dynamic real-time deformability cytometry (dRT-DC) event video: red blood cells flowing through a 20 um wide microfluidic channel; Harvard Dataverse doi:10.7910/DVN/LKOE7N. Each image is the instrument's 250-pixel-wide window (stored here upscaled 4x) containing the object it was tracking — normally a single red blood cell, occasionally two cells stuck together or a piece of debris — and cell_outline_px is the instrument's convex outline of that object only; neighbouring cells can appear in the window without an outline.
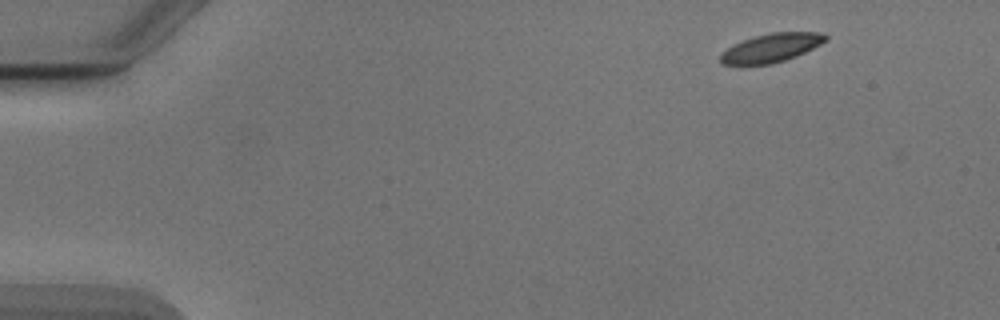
{"species": "Egyptian fruit bat (a non-hibernating species)", "species_latin": "Rousettus aegyptiacus", "temperature_condition": "cold", "stored_images_in_passage": 49, "camera_frame_rate_fps": 3000, "um_per_image_px": 0.085, "animal": {"sex": "male"}, "frame": {"image": 1, "passage_image": 1, "time_ms": 0.0, "image_size_px": [1000, 320], "cell_outline_px": [[828, 40], [796, 56], [772, 64], [720, 64], [720, 52], [732, 44], [752, 36], [772, 32], [816, 32], [828, 36]], "centroid_in_image_um": [65.51, 4.05], "position_along_channel_um": 19.5, "area_um2": 17.57}}
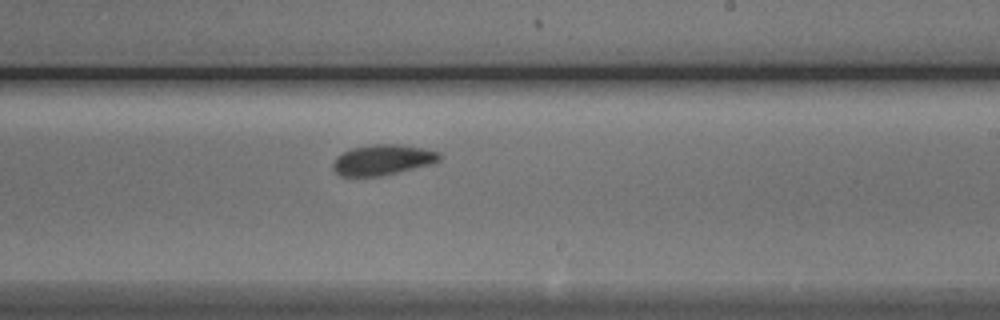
{"frame": {"image": 2, "passage_image": 28, "time_ms": 9.0, "image_size_px": [1000, 320], "cell_outline_px": [[440, 160], [436, 164], [384, 176], [340, 176], [332, 168], [332, 164], [336, 156], [352, 148], [372, 144], [396, 144], [420, 148], [440, 152]], "centroid_in_image_um": [32.55, 13.61], "position_along_channel_um": 256.5, "area_um2": 19.19}}
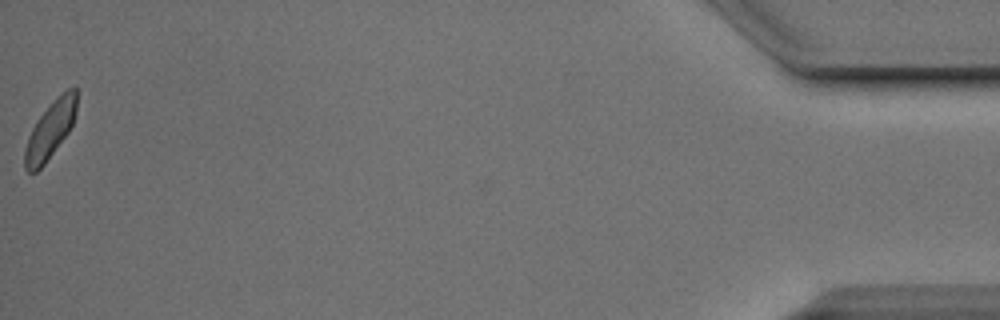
{"frame": {"image": 3, "passage_image": 49, "time_ms": 16.0, "image_size_px": [1000, 320], "cell_outline_px": [[76, 112], [72, 124], [68, 132], [44, 164], [36, 172], [28, 172], [24, 168], [24, 148], [28, 136], [36, 120], [68, 88], [76, 88]], "centroid_in_image_um": [4.23, 11.11], "position_along_channel_um": 431.0, "area_um2": 16.7}, "authors_computed_cell_mechanics": {"area_um2": 18.8428, "velocity_mm_per_s": 3.8455, "shape_relaxation_time_tau1_ms": 2.4194, "shape_relaxation_time_tau2_ms": 2.0616, "deformation_change_tau1": 0.0964, "deformation_change_tau2": 0.0641}}